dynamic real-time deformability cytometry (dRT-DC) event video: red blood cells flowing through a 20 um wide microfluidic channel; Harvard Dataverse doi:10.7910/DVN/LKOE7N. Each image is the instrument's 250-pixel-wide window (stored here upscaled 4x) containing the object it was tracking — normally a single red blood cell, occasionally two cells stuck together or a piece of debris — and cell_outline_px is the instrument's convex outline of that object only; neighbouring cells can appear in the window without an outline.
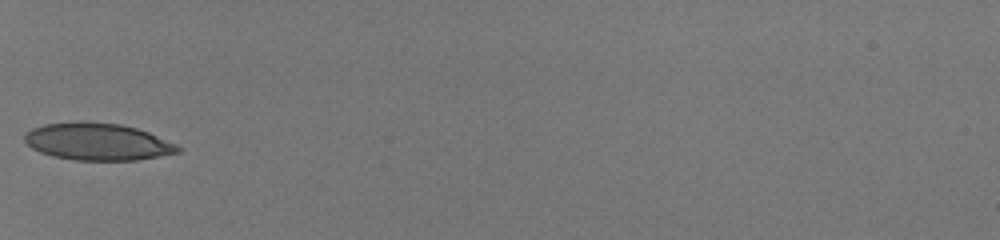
{"species": "human", "species_latin": "Homo sapiens", "temperature_condition": "room temperature", "stored_images_in_passage": 24, "camera_frame_rate_fps": 3000, "um_per_image_px": 0.085, "donor": {"sex": "male"}, "frame": {"image": 1, "passage_image": 1, "time_ms": 0.0, "image_size_px": [1000, 240], "cell_outline_px": [[184, 148], [180, 152], [136, 160], [72, 160], [52, 156], [40, 152], [32, 148], [24, 140], [24, 136], [32, 128], [44, 124], [120, 124], [136, 128], [148, 132], [176, 144]], "centroid_in_image_um": [8.33, 12.09], "position_along_channel_um": 76.7, "area_um2": 32.25}}
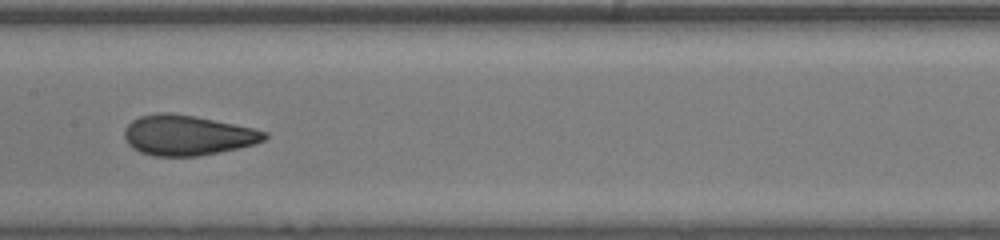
{"frame": {"image": 2, "passage_image": 10, "time_ms": 3.0, "image_size_px": [1000, 240], "cell_outline_px": [[268, 136], [264, 140], [252, 144], [236, 148], [196, 156], [152, 156], [140, 152], [132, 148], [128, 144], [124, 136], [124, 128], [132, 120], [140, 116], [156, 112], [172, 112], [196, 116], [252, 128], [268, 132]], "centroid_in_image_um": [15.87, 11.48], "position_along_channel_um": 191.5, "area_um2": 32.71}}
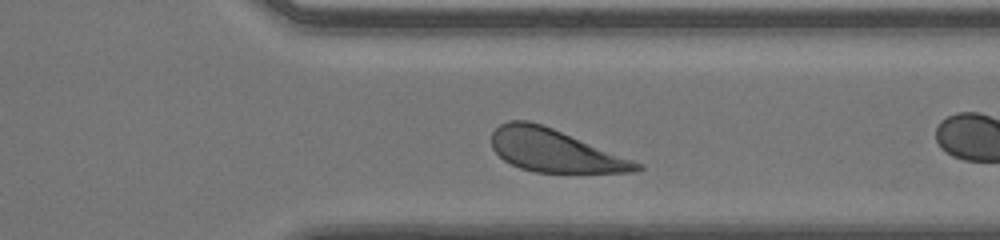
{"frame": {"image": 3, "passage_image": 20, "time_ms": 6.333, "image_size_px": [1000, 240], "cell_outline_px": [[644, 168], [636, 172], [536, 172], [520, 168], [504, 160], [492, 148], [492, 132], [500, 124], [508, 120], [528, 120], [552, 128], [644, 164]], "centroid_in_image_um": [47.14, 12.8], "position_along_channel_um": 364.3, "area_um2": 35.72}}